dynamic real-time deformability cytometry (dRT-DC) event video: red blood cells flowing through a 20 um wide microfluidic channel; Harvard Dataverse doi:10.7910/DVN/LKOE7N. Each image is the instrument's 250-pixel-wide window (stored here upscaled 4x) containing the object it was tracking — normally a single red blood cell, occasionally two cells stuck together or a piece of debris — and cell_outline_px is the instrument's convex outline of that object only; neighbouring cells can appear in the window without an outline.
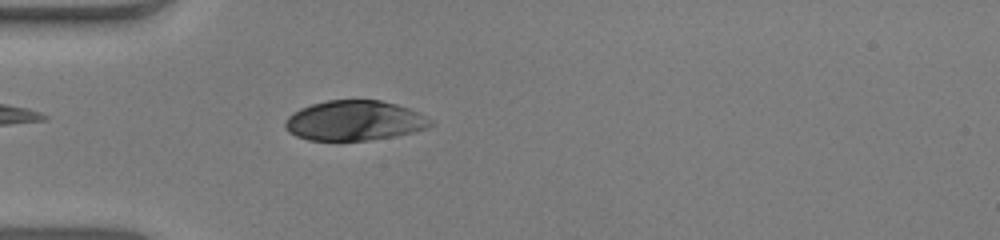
{"species": "human", "species_latin": "Homo sapiens", "temperature_condition": "warm", "stored_images_in_passage": 37, "camera_frame_rate_fps": 3000, "um_per_image_px": 0.085, "donor": {"sex": "male"}, "frame": {"image": 1, "passage_image": 1, "time_ms": 0.0, "image_size_px": [1000, 240], "cell_outline_px": [[436, 124], [428, 128], [396, 136], [368, 140], [308, 140], [296, 136], [288, 132], [284, 128], [284, 120], [292, 112], [300, 108], [312, 104], [328, 100], [380, 100], [396, 104], [408, 108], [432, 120]], "centroid_in_image_um": [30.1, 10.25], "position_along_channel_um": 54.9, "area_um2": 33.99}}
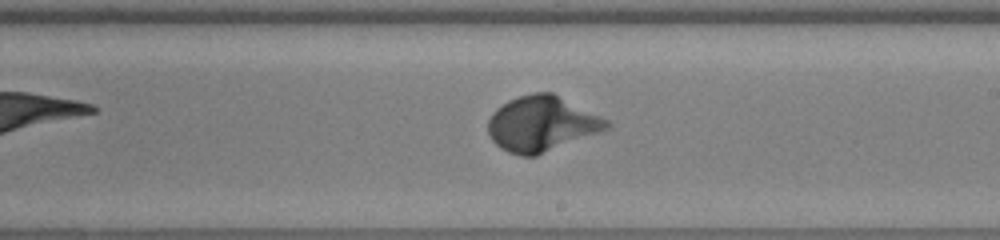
{"frame": {"image": 2, "passage_image": 16, "time_ms": 5.0, "image_size_px": [1000, 240], "cell_outline_px": [[612, 124], [608, 128], [600, 132], [536, 156], [520, 156], [508, 152], [500, 148], [492, 140], [488, 132], [488, 120], [492, 112], [496, 108], [508, 100], [532, 92], [552, 92], [608, 120]], "centroid_in_image_um": [46.02, 10.53], "position_along_channel_um": 243.0, "area_um2": 38.15}}
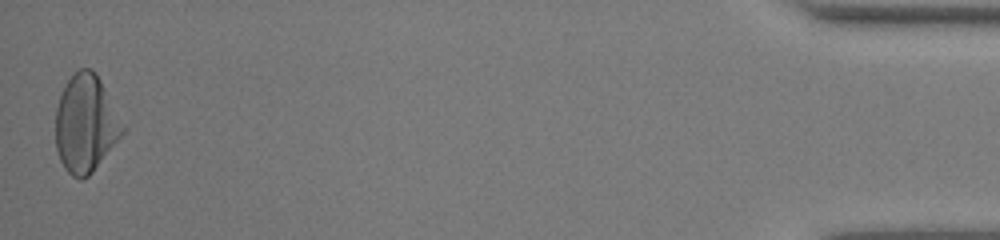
{"frame": {"image": 3, "passage_image": 37, "time_ms": 12.0, "image_size_px": [1000, 240], "cell_outline_px": [[124, 132], [92, 172], [88, 176], [80, 180], [72, 176], [64, 168], [60, 160], [56, 148], [56, 108], [60, 96], [68, 80], [80, 68], [92, 68], [96, 72], [124, 128]], "centroid_in_image_um": [7.25, 10.53], "position_along_channel_um": 428.0, "area_um2": 37.28}, "authors_computed_cell_mechanics": {"area_um2": 37.1654, "velocity_mm_per_s": 3.936, "shape_relaxation_time_tau1_ms": 2.4081, "shape_relaxation_time_tau2_ms": null, "deformation_change_tau1": 0.1772, "deformation_change_tau2": null}}